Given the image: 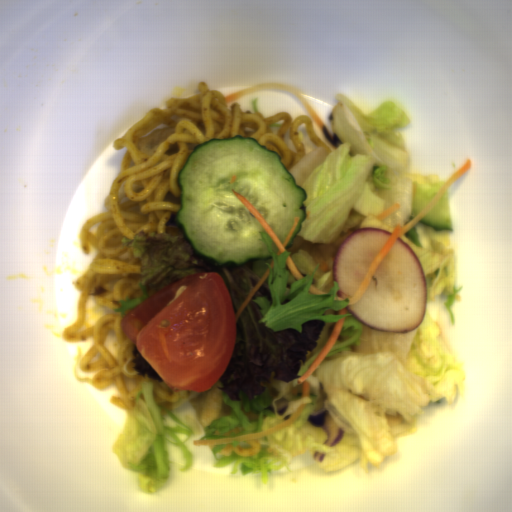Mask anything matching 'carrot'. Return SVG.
<instances>
[{"instance_id":"obj_4","label":"carrot","mask_w":512,"mask_h":512,"mask_svg":"<svg viewBox=\"0 0 512 512\" xmlns=\"http://www.w3.org/2000/svg\"><path fill=\"white\" fill-rule=\"evenodd\" d=\"M307 404H299L297 410L293 412L290 416V418L277 426L273 427L270 430L256 433V434H250V435H240V436H234V437H228V438H218V439H210V440H193V445L198 446H213V445H223L228 443H234V442H242V441H250L262 437H266L269 435H273L277 432H280L290 426L292 423H294L303 413V410Z\"/></svg>"},{"instance_id":"obj_1","label":"carrot","mask_w":512,"mask_h":512,"mask_svg":"<svg viewBox=\"0 0 512 512\" xmlns=\"http://www.w3.org/2000/svg\"><path fill=\"white\" fill-rule=\"evenodd\" d=\"M427 299L421 263L411 245L398 237L361 298L346 308L369 329L408 332L420 326Z\"/></svg>"},{"instance_id":"obj_8","label":"carrot","mask_w":512,"mask_h":512,"mask_svg":"<svg viewBox=\"0 0 512 512\" xmlns=\"http://www.w3.org/2000/svg\"><path fill=\"white\" fill-rule=\"evenodd\" d=\"M269 274H270V270L267 267L265 273L262 275V277L258 280V282L255 284V286L251 289V291L248 293V295L244 298V300L239 305V307L235 313V316H234L235 323L238 321L244 308L249 303V301L252 299V297L255 295V293L258 291V289L261 287V285L264 283V281L266 280V278Z\"/></svg>"},{"instance_id":"obj_5","label":"carrot","mask_w":512,"mask_h":512,"mask_svg":"<svg viewBox=\"0 0 512 512\" xmlns=\"http://www.w3.org/2000/svg\"><path fill=\"white\" fill-rule=\"evenodd\" d=\"M346 318H347V316L342 318V319H339V320H337L335 322V325H334V327H333V329H332V331H331V333H330L326 343L324 344L321 352L312 361V363L310 364L308 369L297 380L298 385L303 382L302 395H301L300 399L304 398V397H307V396H310L311 388H310V384H309L307 379L315 371V369L322 363V361L327 357L329 352L334 347V345H335V343H336V341H337V339H338V337H339V335L341 333V330L343 328V325L345 323Z\"/></svg>"},{"instance_id":"obj_9","label":"carrot","mask_w":512,"mask_h":512,"mask_svg":"<svg viewBox=\"0 0 512 512\" xmlns=\"http://www.w3.org/2000/svg\"><path fill=\"white\" fill-rule=\"evenodd\" d=\"M285 263H286V266L288 267V269L290 270L292 276L294 279H296L297 281L304 278L298 267L296 266V264L293 262L290 254L285 258Z\"/></svg>"},{"instance_id":"obj_7","label":"carrot","mask_w":512,"mask_h":512,"mask_svg":"<svg viewBox=\"0 0 512 512\" xmlns=\"http://www.w3.org/2000/svg\"><path fill=\"white\" fill-rule=\"evenodd\" d=\"M233 194L244 204V206L250 211V213L256 218V220L259 222V224L262 226V228L265 230V232L269 235V237L273 240L275 245L278 248V252L276 253L277 256H279L282 253H286L287 250L286 245L290 241L297 225L299 222V217H295L293 226L286 237L285 241L282 243L280 238L277 236V234L274 232V230L271 228V226L267 223V221L263 218V216L260 214V212L251 204V202L242 194L239 192L233 190Z\"/></svg>"},{"instance_id":"obj_6","label":"carrot","mask_w":512,"mask_h":512,"mask_svg":"<svg viewBox=\"0 0 512 512\" xmlns=\"http://www.w3.org/2000/svg\"><path fill=\"white\" fill-rule=\"evenodd\" d=\"M265 88H280V89L287 90L288 92L293 94L296 98H298L301 101V103L306 108L309 116L319 125L321 130H322L323 126H325L322 119L317 115V113L314 111V109L311 107V105L307 102V100L299 93L298 90H296L291 85H285V84H279V83H269V82L268 83H259V84H255L252 86H248L246 88H243V89L233 92L231 94H228L227 96H225V99L228 104L231 101H233L249 92H253V91H257V90H261V89H265Z\"/></svg>"},{"instance_id":"obj_2","label":"carrot","mask_w":512,"mask_h":512,"mask_svg":"<svg viewBox=\"0 0 512 512\" xmlns=\"http://www.w3.org/2000/svg\"><path fill=\"white\" fill-rule=\"evenodd\" d=\"M392 234L393 231L364 227L343 241L333 261V282L338 284L337 296L353 297Z\"/></svg>"},{"instance_id":"obj_11","label":"carrot","mask_w":512,"mask_h":512,"mask_svg":"<svg viewBox=\"0 0 512 512\" xmlns=\"http://www.w3.org/2000/svg\"><path fill=\"white\" fill-rule=\"evenodd\" d=\"M309 292L311 294H314V295H318V294H327L321 290H319L318 288H316L313 284L309 286L308 288Z\"/></svg>"},{"instance_id":"obj_10","label":"carrot","mask_w":512,"mask_h":512,"mask_svg":"<svg viewBox=\"0 0 512 512\" xmlns=\"http://www.w3.org/2000/svg\"><path fill=\"white\" fill-rule=\"evenodd\" d=\"M400 208H401V205H399L398 203H394L390 207L382 210L381 213L379 215H377L376 218L381 221L384 218H386L387 216H389L390 214H392L393 212L399 211Z\"/></svg>"},{"instance_id":"obj_3","label":"carrot","mask_w":512,"mask_h":512,"mask_svg":"<svg viewBox=\"0 0 512 512\" xmlns=\"http://www.w3.org/2000/svg\"><path fill=\"white\" fill-rule=\"evenodd\" d=\"M471 160H466L465 163L455 172H453L449 178L444 182L442 187L439 189V191L435 194V196L430 200V202L423 208V210L416 215L415 217L411 218V220L405 224L403 227L401 225H395L392 234L390 238L388 239L385 246L382 248V250L378 253V255L373 259V261L370 264L369 271L367 275L365 276L364 280L362 281L359 288L356 290V292L353 294L352 297H342V296H333V299L337 301H345L346 299H349V303L346 306H351L357 303L362 296L364 295L365 291L369 287L372 278L375 274V271L379 264L383 261V259L388 255V253L391 251L392 247L396 243L397 239L404 234L407 230H409L412 226H414L416 223L421 221L426 215H428L434 207L437 205V203L440 201V199L443 197V195L447 192L449 189V186L455 182L458 178H460L462 175H464L470 168H471Z\"/></svg>"}]
</instances>
